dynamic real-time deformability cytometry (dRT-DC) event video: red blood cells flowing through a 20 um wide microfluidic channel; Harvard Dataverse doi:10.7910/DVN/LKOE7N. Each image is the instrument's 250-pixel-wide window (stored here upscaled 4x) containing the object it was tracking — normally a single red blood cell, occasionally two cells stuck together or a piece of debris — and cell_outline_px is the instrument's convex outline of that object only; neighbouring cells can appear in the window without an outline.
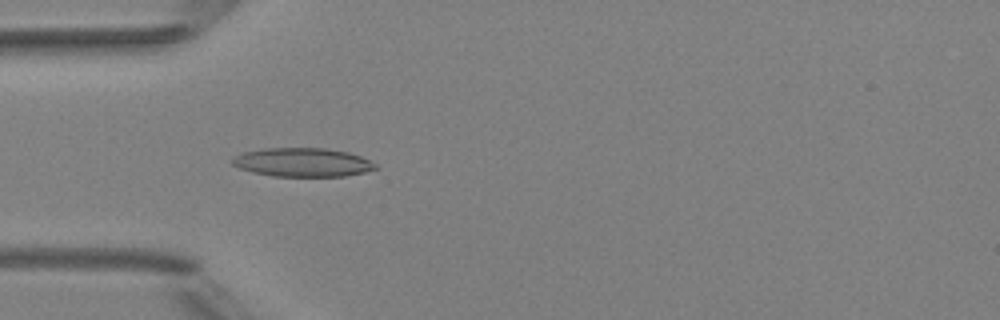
{"species": "Egyptian fruit bat (a non-hibernating species)", "species_latin": "Rousettus aegyptiacus", "temperature_condition": "room temperature", "stored_images_in_passage": 4, "camera_frame_rate_fps": 3000, "um_per_image_px": 0.085, "animal": {"sex": "female"}, "frame": {"image": 1, "passage_image": 4, "time_ms": 4.333, "image_size_px": [1000, 320], "cell_outline_px": [[376, 168], [364, 172], [344, 176], [272, 176], [252, 172], [240, 168], [232, 164], [228, 160], [232, 156], [244, 152], [264, 148], [324, 148], [348, 152], [360, 156], [376, 164]], "centroid_in_image_um": [25.65, 13.79], "position_along_channel_um": 59.4, "area_um2": 23.99}}